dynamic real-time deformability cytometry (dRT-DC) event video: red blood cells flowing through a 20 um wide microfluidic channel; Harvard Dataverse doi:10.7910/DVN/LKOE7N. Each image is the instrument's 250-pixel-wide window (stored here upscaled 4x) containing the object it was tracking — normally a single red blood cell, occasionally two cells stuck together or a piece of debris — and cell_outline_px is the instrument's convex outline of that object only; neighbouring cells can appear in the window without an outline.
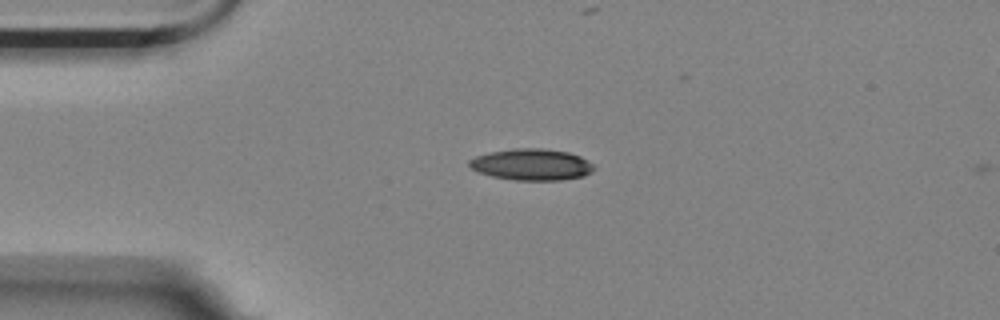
{"species": "Egyptian fruit bat (a non-hibernating species)", "species_latin": "Rousettus aegyptiacus", "temperature_condition": "room temperature", "stored_images_in_passage": 3, "camera_frame_rate_fps": 3000, "um_per_image_px": 0.085, "animal": {"sex": "female"}, "frame": {"image": 1, "passage_image": 1, "time_ms": 0.0, "image_size_px": [1000, 320], "cell_outline_px": [[596, 168], [592, 172], [584, 176], [560, 180], [516, 180], [492, 176], [480, 172], [472, 168], [468, 164], [468, 160], [476, 156], [492, 152], [516, 148], [540, 148], [568, 152], [580, 156], [592, 164]], "centroid_in_image_um": [45.21, 13.99], "position_along_channel_um": 39.8, "area_um2": 22.66}}
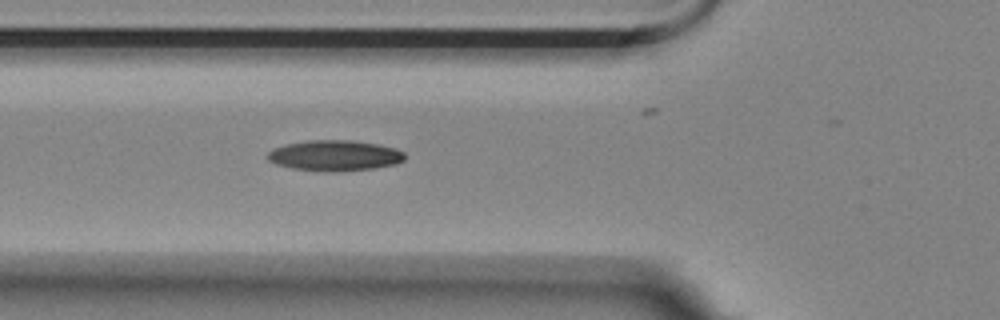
{"frame": {"image": 2, "passage_image": 3, "time_ms": 0.667, "image_size_px": [1000, 320], "cell_outline_px": [[404, 160], [396, 164], [376, 168], [340, 172], [324, 172], [292, 168], [276, 164], [268, 160], [268, 152], [272, 148], [284, 144], [308, 140], [352, 140], [376, 144], [396, 148], [404, 152]], "centroid_in_image_um": [28.44, 13.23], "position_along_channel_um": 97.4, "area_um2": 24.8}}